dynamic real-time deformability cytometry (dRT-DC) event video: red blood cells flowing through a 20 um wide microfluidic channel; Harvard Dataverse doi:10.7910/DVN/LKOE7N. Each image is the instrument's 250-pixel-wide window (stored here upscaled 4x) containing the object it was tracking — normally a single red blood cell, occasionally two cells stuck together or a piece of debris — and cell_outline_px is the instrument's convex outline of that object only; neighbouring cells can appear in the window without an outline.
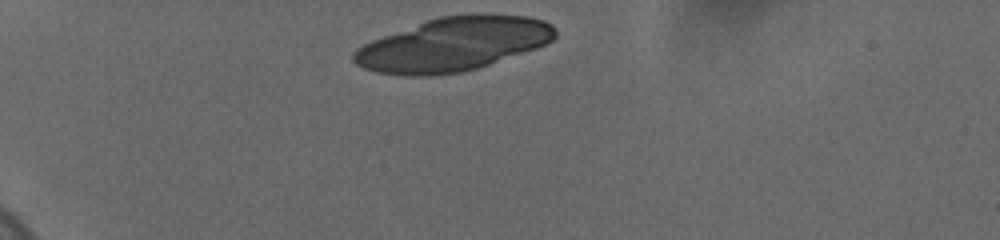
{"species": "human", "species_latin": "Homo sapiens", "temperature_condition": "cold", "stored_images_in_passage": 20, "camera_frame_rate_fps": 3000, "um_per_image_px": 0.085, "donor": {"sex": "female"}, "frame": {"image": 1, "passage_image": 1, "time_ms": 0.0, "image_size_px": [1000, 240], "cell_outline_px": [[556, 36], [548, 44], [476, 68], [460, 72], [428, 76], [408, 76], [376, 72], [364, 68], [356, 64], [352, 60], [352, 52], [356, 48], [372, 40], [428, 20], [440, 16], [484, 12], [528, 16], [544, 20], [552, 24], [556, 32]], "centroid_in_image_um": [38.55, 3.74], "position_along_channel_um": 46.5, "area_um2": 63.12}}